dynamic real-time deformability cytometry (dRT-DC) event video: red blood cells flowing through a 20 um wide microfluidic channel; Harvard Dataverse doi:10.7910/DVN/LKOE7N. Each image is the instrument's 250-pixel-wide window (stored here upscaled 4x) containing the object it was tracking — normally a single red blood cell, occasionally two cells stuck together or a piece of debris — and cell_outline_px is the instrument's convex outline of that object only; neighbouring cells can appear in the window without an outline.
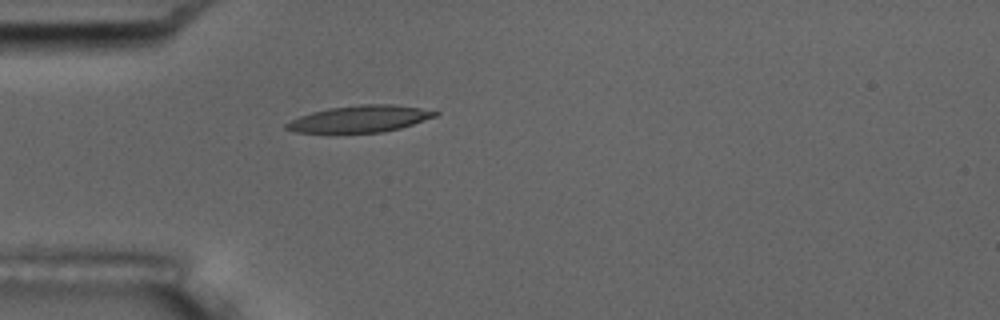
{"species": "common noctule bat (a hibernating species)", "species_latin": "Nyctalus noctula", "temperature_condition": "room temperature", "stored_images_in_passage": 1, "camera_frame_rate_fps": 3000, "um_per_image_px": 0.085, "animal": {"sex": "male", "body_mass_g": 17.5, "forearm_length_mm": 52.3}, "frame": {"image": 1, "passage_image": 1, "time_ms": 0.0, "image_size_px": [1000, 320], "cell_outline_px": [[440, 112], [436, 116], [400, 128], [384, 132], [296, 132], [284, 128], [284, 124], [300, 116], [312, 112], [328, 108], [360, 104], [392, 104], [420, 108]], "centroid_in_image_um": [30.59, 10.09], "position_along_channel_um": 54.4, "area_um2": 22.89}}